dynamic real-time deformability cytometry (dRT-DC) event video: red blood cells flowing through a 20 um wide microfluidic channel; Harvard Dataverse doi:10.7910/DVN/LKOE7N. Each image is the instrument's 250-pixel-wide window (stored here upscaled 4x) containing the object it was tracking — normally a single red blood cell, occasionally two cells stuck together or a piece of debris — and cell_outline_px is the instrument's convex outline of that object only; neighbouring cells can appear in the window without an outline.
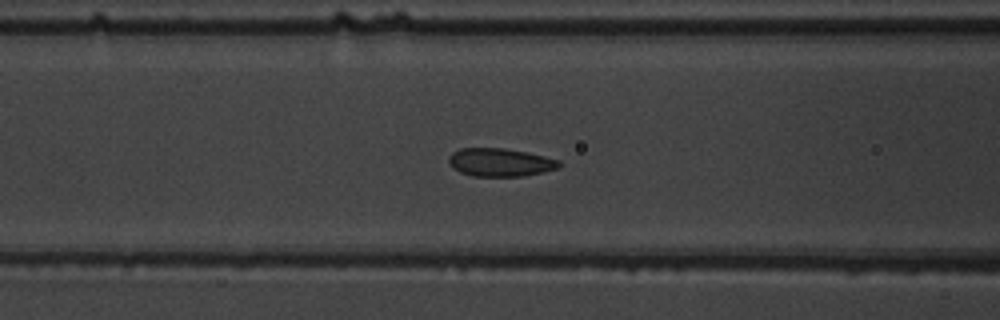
{"species": "common noctule bat (a hibernating species)", "species_latin": "Nyctalus noctula", "temperature_condition": "warm", "stored_images_in_passage": 42, "camera_frame_rate_fps": 3000, "um_per_image_px": 0.085, "animal": {"sex": "male", "body_mass_g": 19.5, "forearm_length_mm": 54.6}, "frame": {"image": 1, "passage_image": 10, "time_ms": 3.0, "image_size_px": [1000, 320], "cell_outline_px": [[560, 164], [556, 168], [544, 172], [524, 176], [472, 176], [460, 172], [452, 168], [448, 160], [448, 156], [452, 152], [460, 148], [504, 148], [528, 152], [560, 160]], "centroid_in_image_um": [42.48, 13.79], "position_along_channel_um": 124.1, "area_um2": 18.21}}
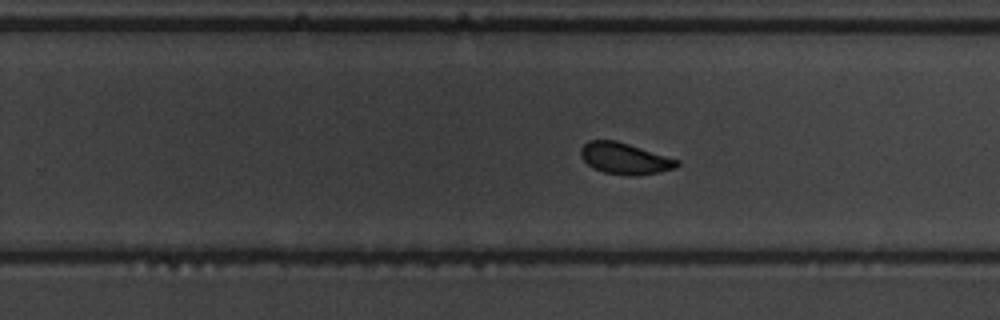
{"frame": {"image": 2, "passage_image": 22, "time_ms": 7.0, "image_size_px": [1000, 320], "cell_outline_px": [[680, 164], [676, 168], [660, 172], [636, 176], [632, 176], [604, 172], [592, 168], [580, 156], [580, 148], [588, 140], [616, 140], [680, 160]], "centroid_in_image_um": [53.11, 13.47], "position_along_channel_um": 276.7, "area_um2": 17.69}}
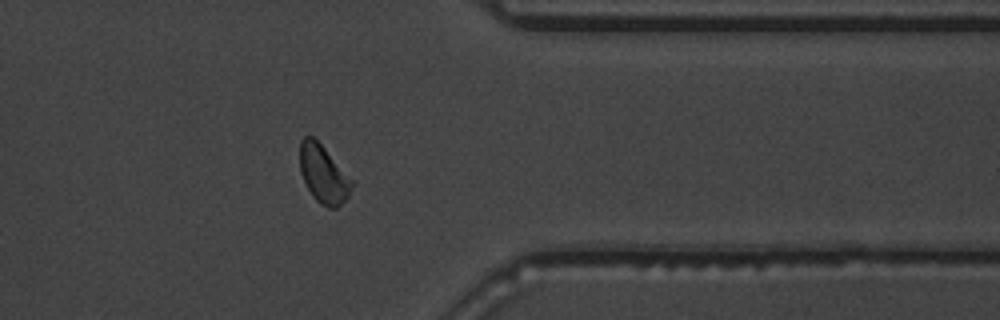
{"frame": {"image": 3, "passage_image": 31, "time_ms": 10.0, "image_size_px": [1000, 320], "cell_outline_px": [[356, 180], [348, 196], [336, 208], [328, 208], [320, 204], [312, 196], [300, 172], [300, 140], [304, 136], [312, 136]], "centroid_in_image_um": [27.53, 14.8], "position_along_channel_um": 383.9, "area_um2": 17.74}, "authors_computed_cell_mechanics": {"area_um2": 17.7157, "velocity_mm_per_s": 3.8243, "shape_relaxation_time_tau1_ms": 2.8445, "shape_relaxation_time_tau2_ms": 1.1137, "deformation_change_tau1": 0.0737, "deformation_change_tau2": 0.0444}}